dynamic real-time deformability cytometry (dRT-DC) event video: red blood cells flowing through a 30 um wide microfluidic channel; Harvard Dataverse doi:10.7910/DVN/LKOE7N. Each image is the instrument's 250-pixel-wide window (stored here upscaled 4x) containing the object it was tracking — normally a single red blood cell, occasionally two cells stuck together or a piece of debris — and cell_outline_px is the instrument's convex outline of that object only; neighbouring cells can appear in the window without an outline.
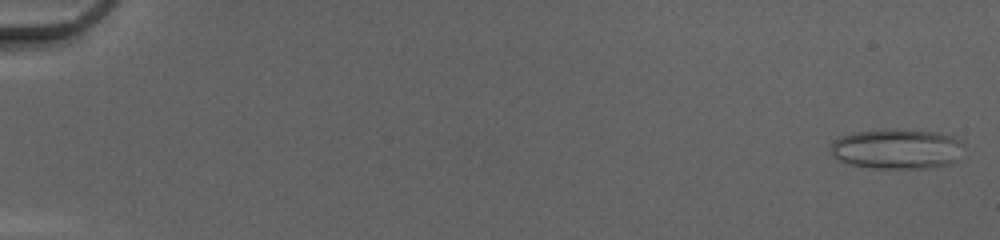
{"species": "common noctule bat (a hibernating species)", "species_latin": "Nyctalus noctula", "temperature_condition": "cold", "stored_images_in_passage": 51, "camera_frame_rate_fps": 3000, "um_per_image_px": 0.085, "animal": {"sex": "female", "body_mass_g": 20.0, "forearm_length_mm": 54.0}, "frame": {"image": 1, "passage_image": 2, "time_ms": 0.333, "image_size_px": [1000, 240], "cell_outline_px": [[964, 144], [956, 160], [952, 164], [928, 168], [872, 168], [848, 164], [836, 160], [832, 156], [832, 140], [840, 136], [852, 132], [884, 128], [896, 128], [940, 132], [956, 136]], "centroid_in_image_um": [76.23, 12.63], "position_along_channel_um": 8.8, "area_um2": 31.96}}
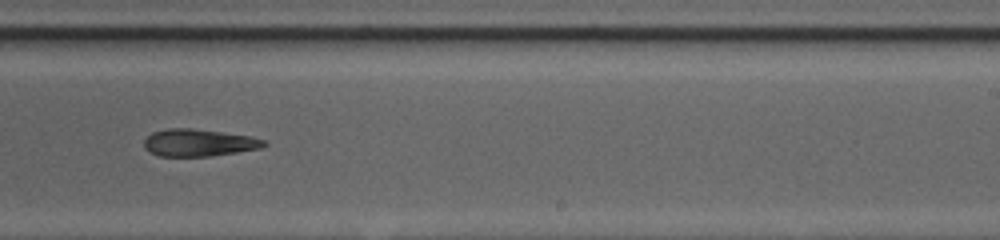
{"frame": {"image": 2, "passage_image": 34, "time_ms": 11.0, "image_size_px": [1000, 240], "cell_outline_px": [[268, 144], [260, 148], [212, 156], [160, 156], [148, 152], [144, 148], [144, 140], [152, 132], [168, 128], [192, 128], [252, 136], [264, 140]], "centroid_in_image_um": [16.87, 12.13], "position_along_channel_um": 272.1, "area_um2": 19.07}}
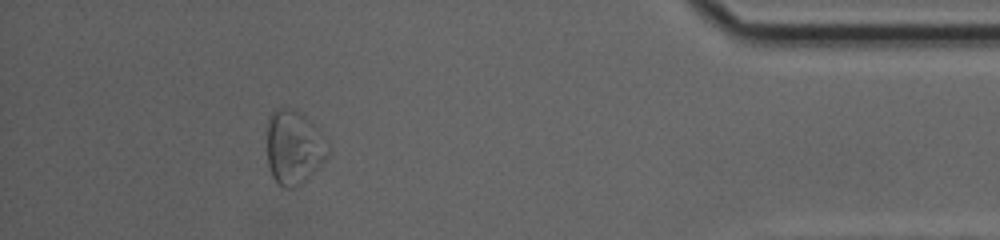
{"frame": {"image": 3, "passage_image": 47, "time_ms": 15.333, "image_size_px": [1000, 240], "cell_outline_px": [[328, 156], [304, 184], [296, 188], [284, 188], [276, 184], [272, 176], [268, 164], [268, 116], [272, 112], [280, 108], [288, 108], [300, 112], [312, 120], [320, 128], [328, 140]], "centroid_in_image_um": [25.02, 12.54], "position_along_channel_um": 410.2, "area_um2": 26.99}, "authors_computed_cell_mechanics": {"area_um2": 22.5998, "velocity_mm_per_s": 4.1993, "shape_relaxation_time_tau1_ms": null, "shape_relaxation_time_tau2_ms": 7.0146, "deformation_change_tau1": null, "deformation_change_tau2": 0.2073}}